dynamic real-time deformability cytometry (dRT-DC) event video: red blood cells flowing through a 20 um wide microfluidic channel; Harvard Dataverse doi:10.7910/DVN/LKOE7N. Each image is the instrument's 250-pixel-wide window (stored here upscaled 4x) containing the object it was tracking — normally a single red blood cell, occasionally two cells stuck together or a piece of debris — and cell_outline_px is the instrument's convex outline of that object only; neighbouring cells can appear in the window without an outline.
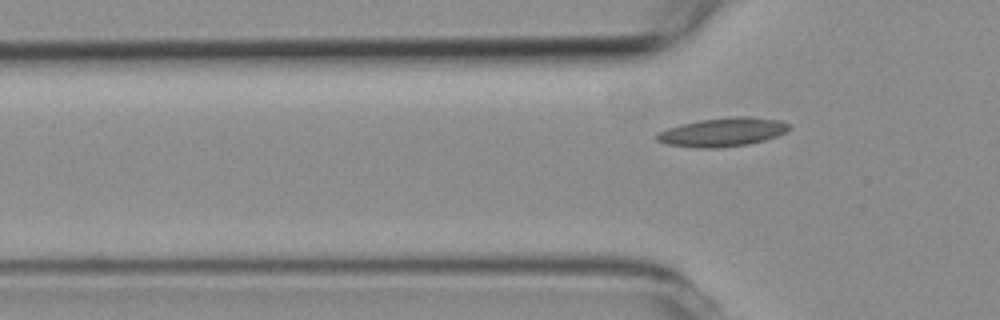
{"species": "common noctule bat (a hibernating species)", "species_latin": "Nyctalus noctula", "temperature_condition": "room temperature", "stored_images_in_passage": 6, "segment_of_instrument_passage": [2, 2], "camera_frame_rate_fps": 3000, "um_per_image_px": 0.085, "animal": {"sex": "female", "body_mass_g": 19.3, "forearm_length_mm": 54.1}, "frame": {"image": 1, "passage_image": 6, "time_ms": 5.667, "image_size_px": [1000, 320], "cell_outline_px": [[788, 128], [784, 132], [776, 136], [764, 140], [748, 144], [716, 148], [696, 148], [668, 144], [656, 140], [656, 132], [680, 124], [700, 120], [736, 116], [752, 116], [780, 120], [788, 124]], "centroid_in_image_um": [61.38, 11.22], "position_along_channel_um": 64.4, "area_um2": 22.02}}